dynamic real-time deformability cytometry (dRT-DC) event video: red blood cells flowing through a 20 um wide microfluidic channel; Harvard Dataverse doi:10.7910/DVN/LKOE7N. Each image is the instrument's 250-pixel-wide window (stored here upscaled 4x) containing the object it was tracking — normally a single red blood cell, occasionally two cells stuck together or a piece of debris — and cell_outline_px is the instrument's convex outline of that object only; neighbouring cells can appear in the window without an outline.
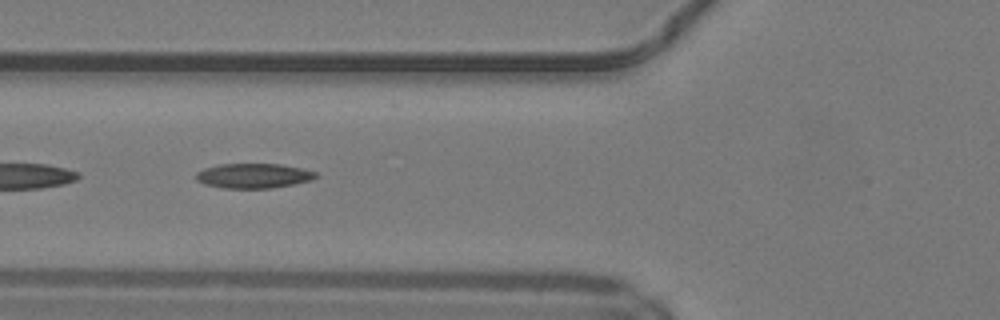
{"species": "common noctule bat (a hibernating species)", "species_latin": "Nyctalus noctula", "temperature_condition": "warm", "stored_images_in_passage": 36, "camera_frame_rate_fps": 3000, "um_per_image_px": 0.085, "animal": {"sex": "male", "body_mass_g": 19.2, "forearm_length_mm": 51.8}, "frame": {"image": 1, "passage_image": 6, "time_ms": 1.667, "image_size_px": [1000, 320], "cell_outline_px": [[320, 176], [312, 180], [272, 188], [224, 188], [204, 184], [196, 180], [196, 172], [204, 168], [220, 164], [280, 164], [304, 168], [316, 172]], "centroid_in_image_um": [21.57, 14.94], "position_along_channel_um": 104.2, "area_um2": 17.4}}
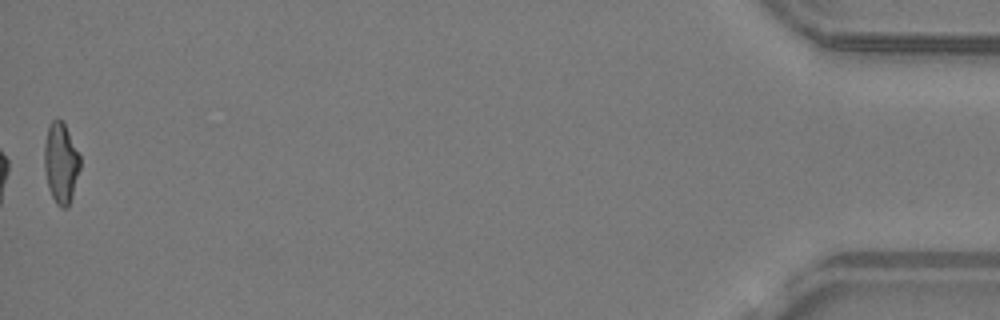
{"frame": {"image": 2, "passage_image": 36, "time_ms": 11.667, "image_size_px": [1000, 320], "cell_outline_px": [[80, 168], [72, 196], [68, 208], [60, 208], [56, 204], [52, 196], [48, 184], [44, 168], [44, 144], [48, 124], [56, 116], [64, 124], [80, 156]], "centroid_in_image_um": [5.16, 13.84], "position_along_channel_um": 430.0, "area_um2": 16.76}, "authors_computed_cell_mechanics": {"area_um2": 17.1088, "velocity_mm_per_s": 4.2334, "shape_relaxation_time_tau1_ms": null, "shape_relaxation_time_tau2_ms": 4.5635, "deformation_change_tau1": null, "deformation_change_tau2": 0.1503}}